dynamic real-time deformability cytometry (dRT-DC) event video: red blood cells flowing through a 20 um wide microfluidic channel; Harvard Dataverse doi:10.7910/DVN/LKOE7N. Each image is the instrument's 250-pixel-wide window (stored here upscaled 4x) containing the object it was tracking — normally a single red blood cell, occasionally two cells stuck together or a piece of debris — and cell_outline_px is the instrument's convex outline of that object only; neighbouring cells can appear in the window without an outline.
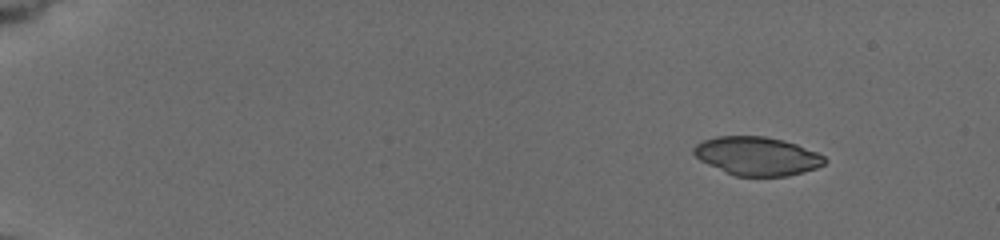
{"species": "common noctule bat (a hibernating species)", "species_latin": "Nyctalus noctula", "temperature_condition": "cold", "stored_images_in_passage": 70, "camera_frame_rate_fps": 3000, "um_per_image_px": 0.085, "animal": {"sex": "female", "body_mass_g": 19.5, "forearm_length_mm": 54.1}, "frame": {"image": 1, "passage_image": 8, "time_ms": 2.0, "image_size_px": [1000, 240], "cell_outline_px": [[828, 160], [824, 164], [816, 168], [804, 172], [788, 176], [736, 176], [708, 164], [700, 160], [692, 152], [692, 148], [696, 144], [704, 140], [716, 136], [764, 136], [784, 140], [796, 144], [816, 152], [824, 156]], "centroid_in_image_um": [64.36, 13.26], "position_along_channel_um": 20.6, "area_um2": 29.36}}
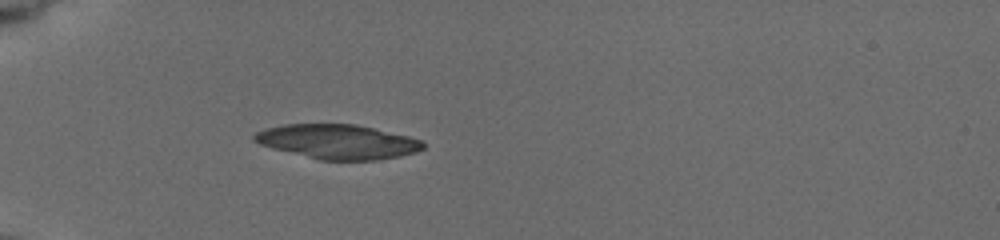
{"frame": {"image": 2, "passage_image": 22, "time_ms": 6.0, "image_size_px": [1000, 240], "cell_outline_px": [[424, 148], [416, 152], [400, 156], [376, 160], [320, 160], [272, 148], [260, 144], [252, 140], [252, 136], [256, 132], [264, 128], [284, 124], [356, 124], [408, 136], [420, 140], [424, 144]], "centroid_in_image_um": [28.67, 12.04], "position_along_channel_um": 56.3, "area_um2": 33.87}}